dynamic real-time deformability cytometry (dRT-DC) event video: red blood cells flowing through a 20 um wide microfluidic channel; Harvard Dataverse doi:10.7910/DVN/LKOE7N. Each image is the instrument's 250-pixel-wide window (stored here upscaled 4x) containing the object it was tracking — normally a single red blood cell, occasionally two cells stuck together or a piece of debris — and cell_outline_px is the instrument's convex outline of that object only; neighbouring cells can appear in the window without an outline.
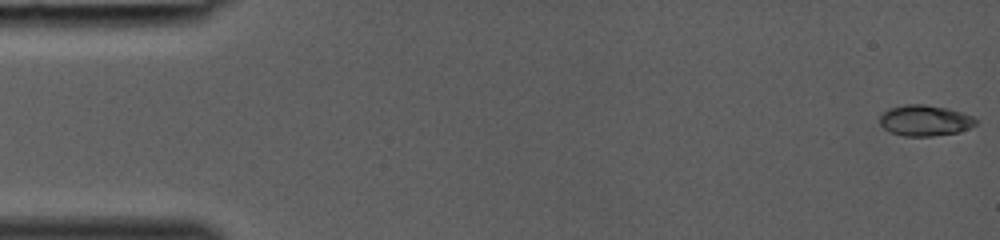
{"species": "common noctule bat (a hibernating species)", "species_latin": "Nyctalus noctula", "temperature_condition": "room temperature", "stored_images_in_passage": 39, "camera_frame_rate_fps": 3000, "um_per_image_px": 0.085, "animal": {"sex": "female", "body_mass_g": 19.0, "forearm_length_mm": 53.3}, "frame": {"image": 1, "passage_image": 1, "time_ms": 0.0, "image_size_px": [1000, 240], "cell_outline_px": [[976, 124], [968, 128], [956, 132], [932, 136], [904, 136], [888, 132], [880, 124], [880, 116], [888, 108], [904, 104], [924, 104], [948, 108], [972, 116], [976, 120]], "centroid_in_image_um": [78.57, 10.23], "position_along_channel_um": 6.4, "area_um2": 17.22}}
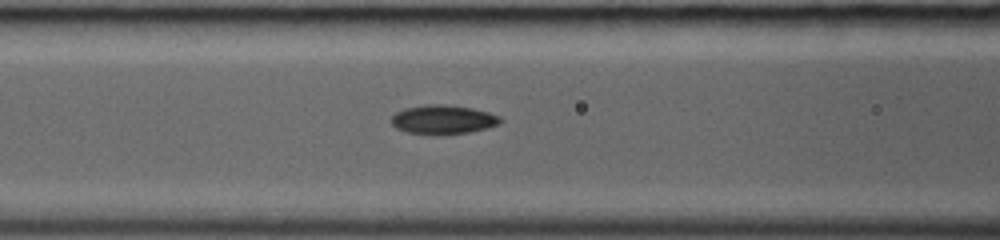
{"frame": {"image": 2, "passage_image": 17, "time_ms": 5.333, "image_size_px": [1000, 240], "cell_outline_px": [[504, 120], [500, 124], [488, 128], [468, 132], [408, 132], [396, 128], [392, 124], [392, 116], [396, 112], [404, 108], [424, 104], [440, 104], [472, 108], [488, 112], [500, 116]], "centroid_in_image_um": [37.7, 10.12], "position_along_channel_um": 128.9, "area_um2": 17.86}}
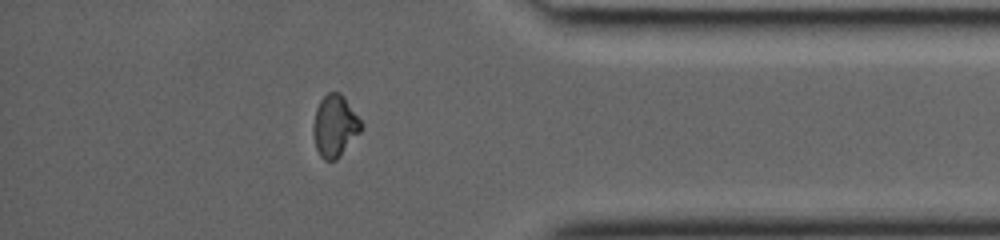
{"frame": {"image": 3, "passage_image": 34, "time_ms": 11.0, "image_size_px": [1000, 240], "cell_outline_px": [[364, 128], [340, 156], [336, 160], [324, 160], [320, 156], [316, 148], [312, 128], [316, 108], [320, 100], [328, 92], [340, 92], [344, 96], [364, 124]], "centroid_in_image_um": [28.48, 10.7], "position_along_channel_um": 406.7, "area_um2": 17.46}}